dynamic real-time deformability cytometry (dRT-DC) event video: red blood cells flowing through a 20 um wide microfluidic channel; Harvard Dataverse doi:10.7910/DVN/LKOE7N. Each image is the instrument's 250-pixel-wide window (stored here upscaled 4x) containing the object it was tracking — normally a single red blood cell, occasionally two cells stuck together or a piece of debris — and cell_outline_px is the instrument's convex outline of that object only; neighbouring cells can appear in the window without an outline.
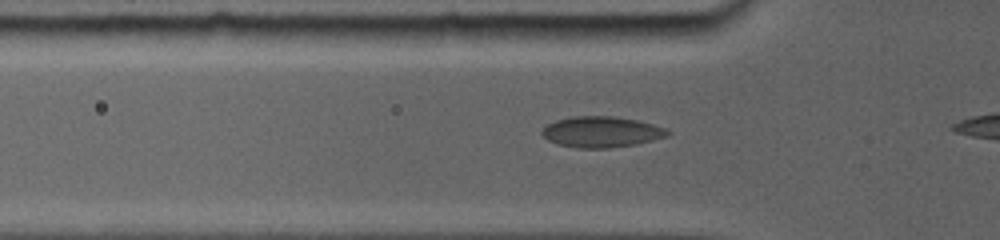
{"species": "common noctule bat (a hibernating species)", "species_latin": "Nyctalus noctula", "temperature_condition": "room temperature", "stored_images_in_passage": 9, "camera_frame_rate_fps": 5000, "um_per_image_px": 0.085, "animal": {"sex": "female", "body_mass_g": 19.0, "forearm_length_mm": 56.7}, "frame": {"image": 1, "passage_image": 7, "time_ms": 2.4, "image_size_px": [1000, 240], "cell_outline_px": [[668, 132], [664, 136], [632, 144], [608, 148], [580, 148], [560, 144], [548, 140], [540, 132], [548, 124], [556, 120], [572, 116], [612, 116], [636, 120], [660, 128]], "centroid_in_image_um": [50.99, 11.2], "position_along_channel_um": 74.8, "area_um2": 21.68}}